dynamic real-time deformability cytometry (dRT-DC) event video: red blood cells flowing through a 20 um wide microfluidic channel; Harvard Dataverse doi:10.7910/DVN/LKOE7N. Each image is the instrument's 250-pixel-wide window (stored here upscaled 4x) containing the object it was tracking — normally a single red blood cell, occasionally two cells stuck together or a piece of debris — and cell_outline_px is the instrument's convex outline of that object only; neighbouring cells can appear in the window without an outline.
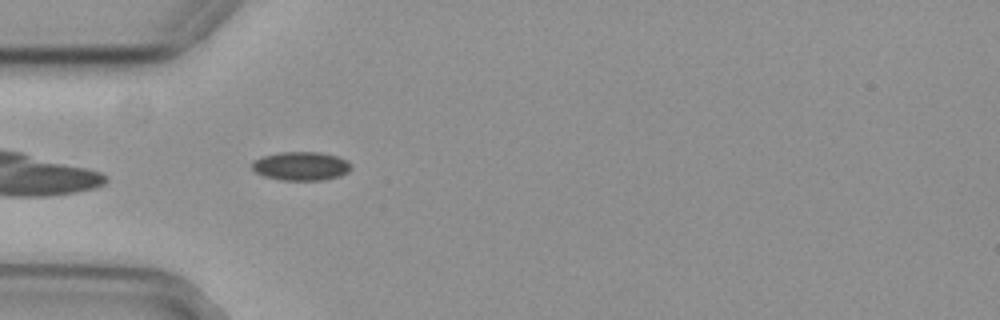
{"species": "common noctule bat (a hibernating species)", "species_latin": "Nyctalus noctula", "temperature_condition": "cold", "stored_images_in_passage": 43, "camera_frame_rate_fps": 3000, "um_per_image_px": 0.085, "animal": {"sex": "female", "body_mass_g": 29.2, "forearm_length_mm": 56.3}, "frame": {"image": 1, "passage_image": 4, "time_ms": 1.0, "image_size_px": [1000, 320], "cell_outline_px": [[352, 168], [348, 172], [340, 176], [320, 180], [280, 180], [264, 176], [256, 172], [252, 168], [252, 160], [264, 156], [280, 152], [320, 152], [340, 156], [348, 160], [352, 164]], "centroid_in_image_um": [25.63, 14.11], "position_along_channel_um": 59.4, "area_um2": 16.76}}
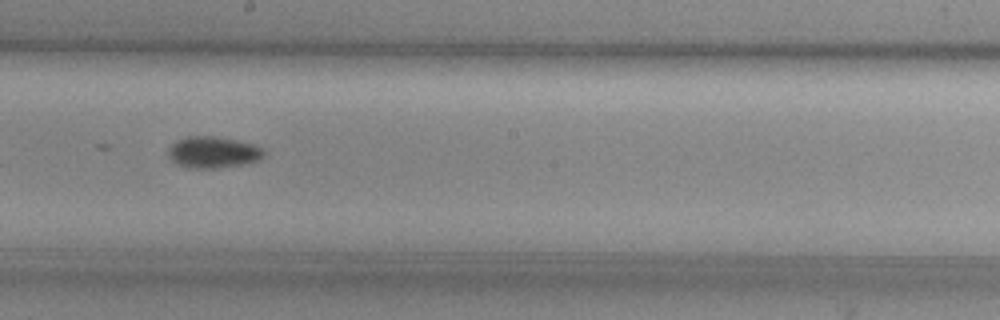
{"frame": {"image": 2, "passage_image": 18, "time_ms": 5.667, "image_size_px": [1000, 320], "cell_outline_px": [[264, 156], [256, 160], [240, 164], [216, 168], [188, 168], [176, 164], [168, 156], [168, 148], [176, 140], [188, 136], [212, 136], [252, 144], [260, 148], [264, 152]], "centroid_in_image_um": [18.02, 12.94], "position_along_channel_um": 230.2, "area_um2": 17.17}}
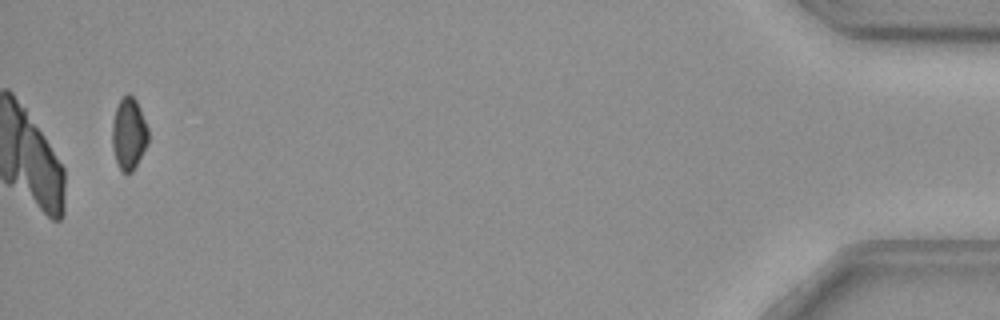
{"frame": {"image": 3, "passage_image": 41, "time_ms": 13.333, "image_size_px": [1000, 320], "cell_outline_px": [[148, 144], [132, 172], [124, 172], [120, 168], [116, 160], [112, 148], [112, 124], [116, 108], [120, 100], [128, 92], [136, 100], [140, 108], [148, 128]], "centroid_in_image_um": [10.95, 11.35], "position_along_channel_um": 424.2, "area_um2": 15.03}, "authors_computed_cell_mechanics": {"area_um2": 16.4152, "velocity_mm_per_s": 3.7192, "shape_relaxation_time_tau1_ms": 3.0155, "shape_relaxation_time_tau2_ms": null, "deformation_change_tau1": 0.0755, "deformation_change_tau2": null}}